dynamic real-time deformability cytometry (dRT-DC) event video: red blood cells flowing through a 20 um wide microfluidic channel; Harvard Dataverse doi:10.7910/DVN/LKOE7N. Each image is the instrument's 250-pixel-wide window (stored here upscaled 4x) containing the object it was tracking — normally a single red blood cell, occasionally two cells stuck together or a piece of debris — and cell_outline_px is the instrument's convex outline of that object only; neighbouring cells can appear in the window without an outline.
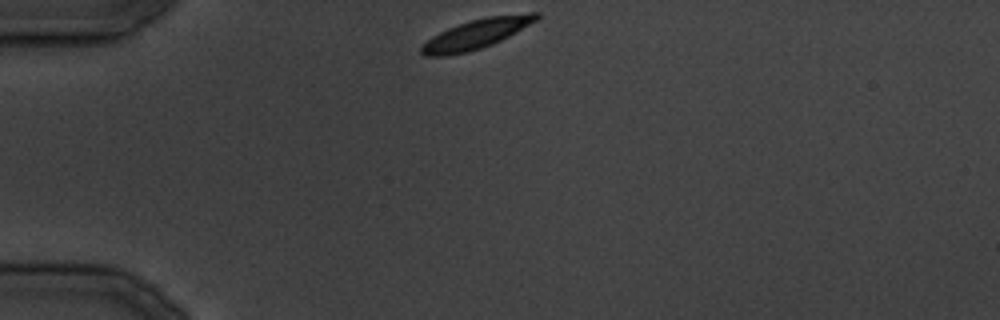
{"species": "common noctule bat (a hibernating species)", "species_latin": "Nyctalus noctula", "temperature_condition": "cold", "stored_images_in_passage": 18, "camera_frame_rate_fps": 3000, "um_per_image_px": 0.085, "animal": {"sex": "male", "body_mass_g": 19.5, "forearm_length_mm": 54.6}, "frame": {"image": 1, "passage_image": 1, "time_ms": 0.0, "image_size_px": [1000, 320], "cell_outline_px": [[540, 16], [536, 20], [508, 36], [492, 44], [468, 52], [448, 56], [424, 56], [420, 52], [420, 44], [432, 36], [448, 28], [472, 20], [488, 16], [528, 12], [540, 12]], "centroid_in_image_um": [40.44, 2.89], "position_along_channel_um": 44.6, "area_um2": 19.71}}
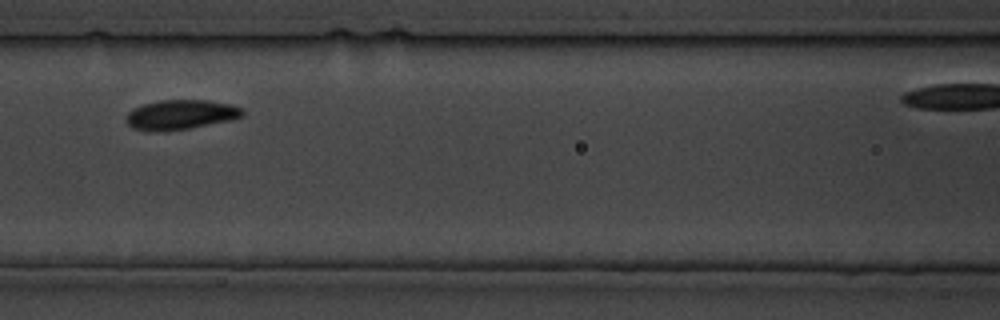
{"frame": {"image": 2, "passage_image": 8, "time_ms": 9.0, "image_size_px": [1000, 320], "cell_outline_px": [[244, 116], [232, 120], [192, 128], [160, 132], [148, 132], [132, 128], [124, 120], [128, 112], [144, 104], [160, 100], [208, 100], [228, 104], [240, 108], [244, 112]], "centroid_in_image_um": [15.33, 9.77], "position_along_channel_um": 151.3, "area_um2": 20.35}}
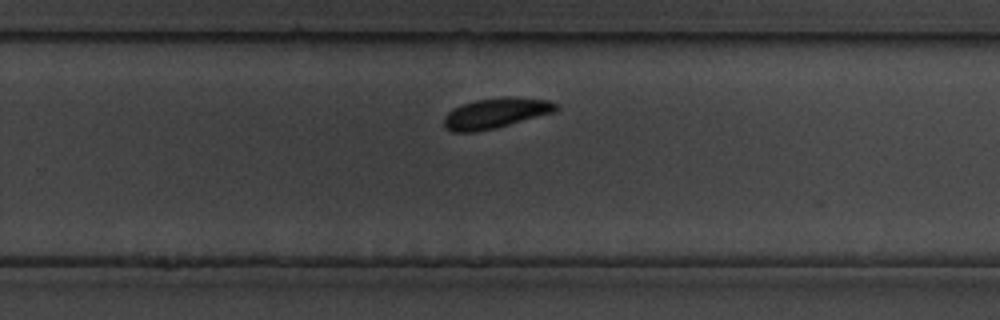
{"frame": {"image": 3, "passage_image": 16, "time_ms": 18.0, "image_size_px": [1000, 320], "cell_outline_px": [[560, 108], [556, 112], [496, 128], [476, 132], [452, 132], [444, 128], [444, 116], [448, 112], [464, 104], [476, 100], [504, 96], [512, 96], [548, 100], [560, 104]], "centroid_in_image_um": [42.19, 9.62], "position_along_channel_um": 287.6, "area_um2": 20.06}}